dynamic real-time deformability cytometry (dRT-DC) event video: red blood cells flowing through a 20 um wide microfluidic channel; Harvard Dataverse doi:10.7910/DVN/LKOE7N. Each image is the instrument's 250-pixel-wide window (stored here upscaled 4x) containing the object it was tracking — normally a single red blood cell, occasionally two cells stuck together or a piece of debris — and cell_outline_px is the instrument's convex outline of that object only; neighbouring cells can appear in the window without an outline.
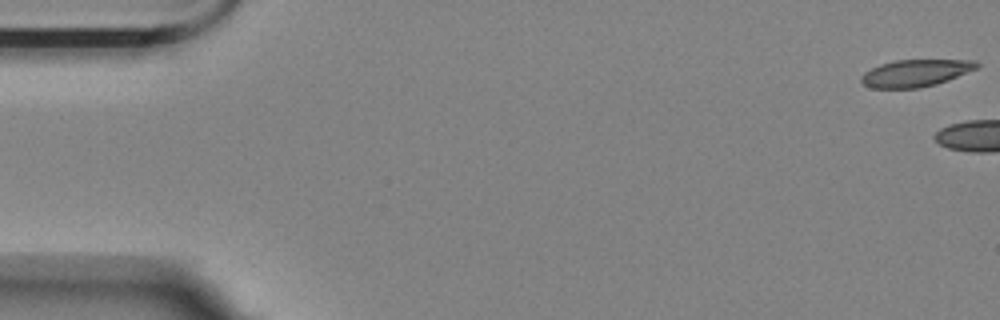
{"species": "Egyptian fruit bat (a non-hibernating species)", "species_latin": "Rousettus aegyptiacus", "temperature_condition": "room temperature", "stored_images_in_passage": 10, "camera_frame_rate_fps": 3000, "um_per_image_px": 0.085, "animal": {"sex": "female"}, "frame": {"image": 1, "passage_image": 1, "time_ms": 0.0, "image_size_px": [1000, 320], "cell_outline_px": [[980, 68], [948, 80], [936, 84], [920, 88], [872, 88], [864, 84], [860, 80], [860, 76], [864, 72], [880, 64], [896, 60], [976, 60], [980, 64]], "centroid_in_image_um": [77.86, 6.21], "position_along_channel_um": 7.1, "area_um2": 18.38}}